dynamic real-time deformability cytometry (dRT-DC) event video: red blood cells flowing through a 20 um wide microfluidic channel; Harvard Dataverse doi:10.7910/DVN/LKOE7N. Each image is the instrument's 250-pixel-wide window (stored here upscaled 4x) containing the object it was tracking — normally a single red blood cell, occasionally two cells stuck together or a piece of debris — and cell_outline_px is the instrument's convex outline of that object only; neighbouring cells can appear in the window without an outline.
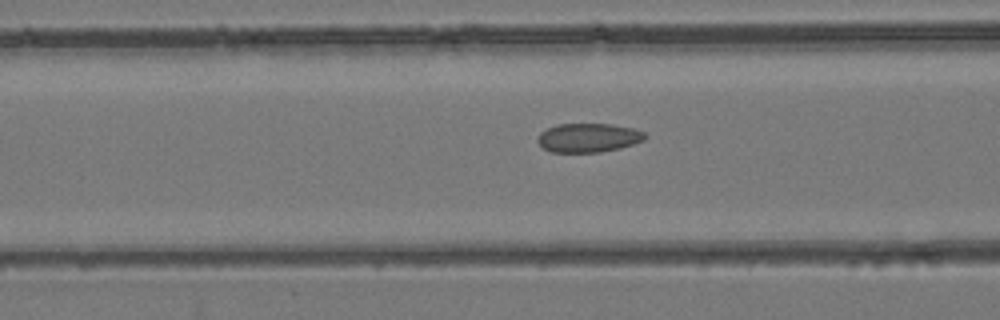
{"species": "common noctule bat (a hibernating species)", "species_latin": "Nyctalus noctula", "temperature_condition": "room temperature", "stored_images_in_passage": 35, "camera_frame_rate_fps": 3000, "um_per_image_px": 0.085, "animal": {"sex": "female", "body_mass_g": 24.6, "forearm_length_mm": 56.2}, "frame": {"image": 1, "passage_image": 8, "time_ms": 2.333, "image_size_px": [1000, 320], "cell_outline_px": [[648, 136], [644, 140], [620, 148], [600, 152], [552, 152], [544, 148], [536, 140], [540, 132], [556, 124], [608, 124], [632, 128], [644, 132]], "centroid_in_image_um": [50.0, 11.71], "position_along_channel_um": 116.6, "area_um2": 18.03}}
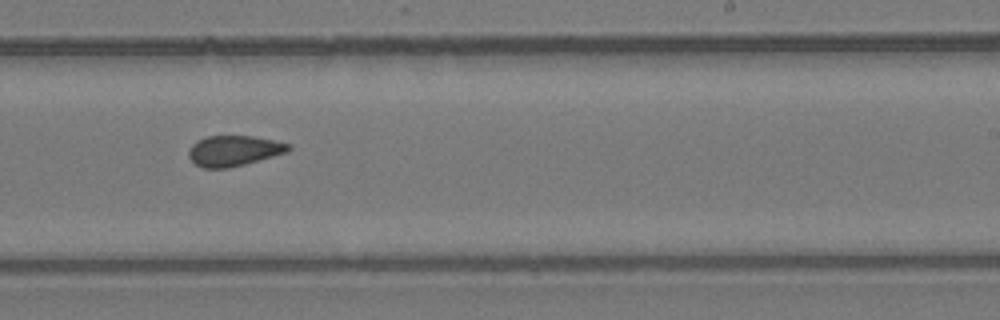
{"frame": {"image": 2, "passage_image": 18, "time_ms": 5.667, "image_size_px": [1000, 320], "cell_outline_px": [[292, 148], [288, 152], [244, 164], [228, 168], [204, 168], [196, 164], [188, 156], [188, 148], [196, 140], [208, 136], [252, 136], [292, 144]], "centroid_in_image_um": [19.87, 12.81], "position_along_channel_um": 269.1, "area_um2": 17.74}}
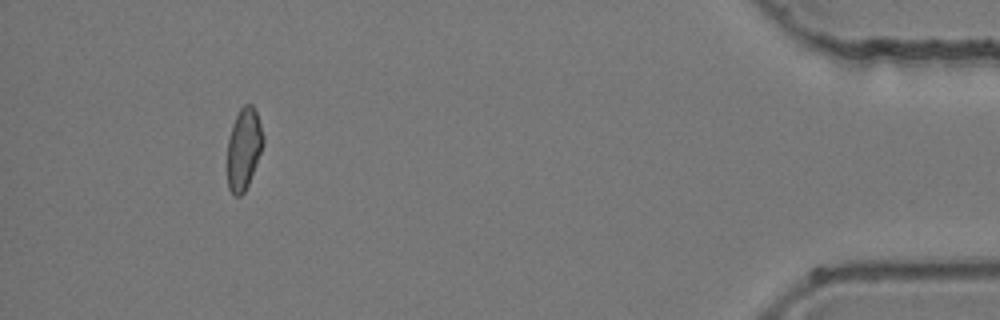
{"frame": {"image": 3, "passage_image": 32, "time_ms": 10.333, "image_size_px": [1000, 320], "cell_outline_px": [[264, 144], [248, 184], [244, 192], [240, 196], [232, 196], [228, 188], [228, 140], [232, 124], [240, 108], [244, 104], [252, 104], [256, 112], [264, 136]], "centroid_in_image_um": [20.72, 12.65], "position_along_channel_um": 414.5, "area_um2": 16.99}}